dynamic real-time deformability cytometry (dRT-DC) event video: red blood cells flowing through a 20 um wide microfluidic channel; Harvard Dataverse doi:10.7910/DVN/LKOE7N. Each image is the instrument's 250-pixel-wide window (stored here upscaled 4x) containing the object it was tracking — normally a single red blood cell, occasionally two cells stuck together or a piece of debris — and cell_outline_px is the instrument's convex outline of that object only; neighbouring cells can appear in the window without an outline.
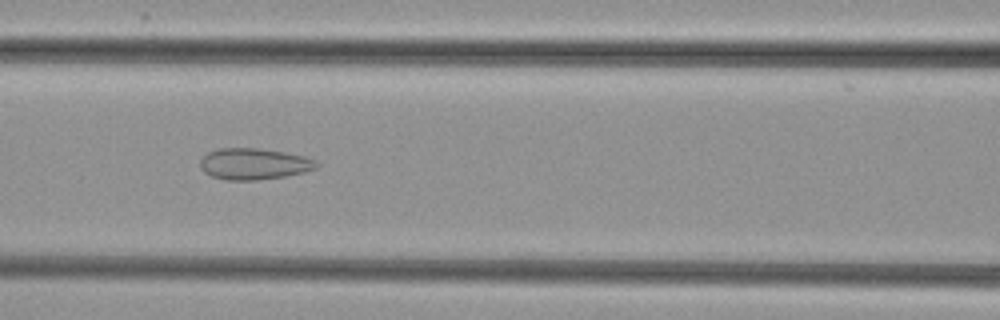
{"species": "common noctule bat (a hibernating species)", "species_latin": "Nyctalus noctula", "temperature_condition": "cold", "stored_images_in_passage": 52, "camera_frame_rate_fps": 3000, "um_per_image_px": 0.085, "animal": {"sex": "female", "body_mass_g": 29.2, "forearm_length_mm": 56.3}, "frame": {"image": 1, "passage_image": 23, "time_ms": 7.333, "image_size_px": [1000, 320], "cell_outline_px": [[320, 164], [316, 168], [304, 172], [284, 176], [256, 180], [224, 180], [212, 176], [204, 172], [200, 168], [200, 160], [208, 152], [220, 148], [256, 148], [284, 152], [304, 156], [316, 160]], "centroid_in_image_um": [21.58, 13.93], "position_along_channel_um": 145.0, "area_um2": 21.21}}
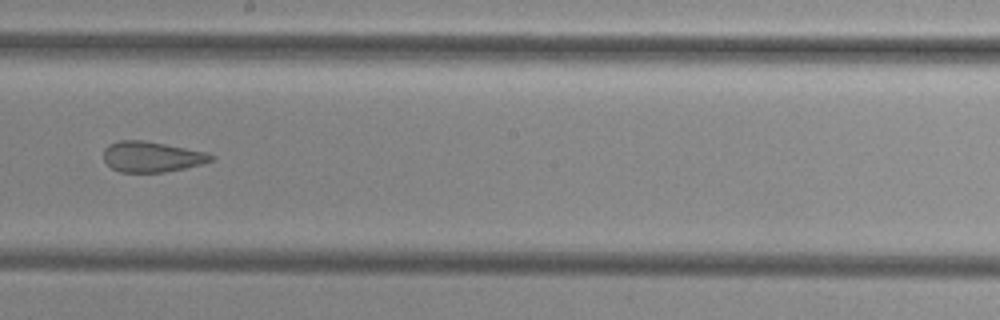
{"frame": {"image": 2, "passage_image": 30, "time_ms": 9.667, "image_size_px": [1000, 320], "cell_outline_px": [[216, 160], [184, 168], [164, 172], [120, 172], [112, 168], [104, 160], [104, 148], [108, 144], [120, 140], [144, 140], [208, 152], [216, 156]], "centroid_in_image_um": [12.93, 13.31], "position_along_channel_um": 235.3, "area_um2": 19.25}}
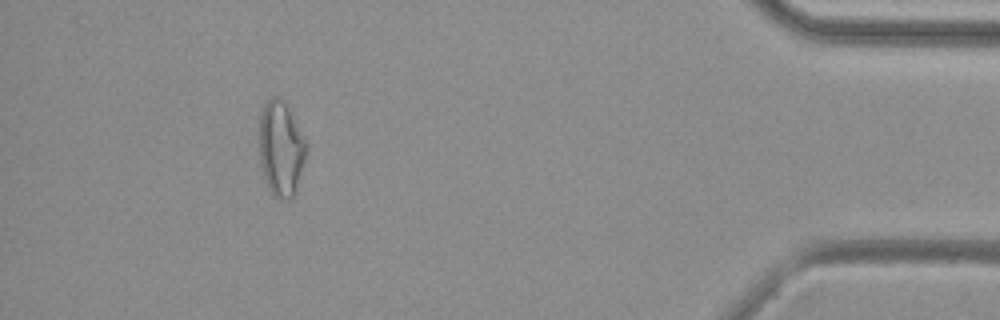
{"frame": {"image": 3, "passage_image": 48, "time_ms": 15.667, "image_size_px": [1000, 320], "cell_outline_px": [[308, 148], [296, 188], [292, 196], [288, 200], [276, 200], [268, 188], [260, 164], [256, 140], [260, 112], [264, 104], [272, 96], [276, 96], [284, 104], [308, 144]], "centroid_in_image_um": [23.81, 12.66], "position_along_channel_um": 411.4, "area_um2": 26.36}}